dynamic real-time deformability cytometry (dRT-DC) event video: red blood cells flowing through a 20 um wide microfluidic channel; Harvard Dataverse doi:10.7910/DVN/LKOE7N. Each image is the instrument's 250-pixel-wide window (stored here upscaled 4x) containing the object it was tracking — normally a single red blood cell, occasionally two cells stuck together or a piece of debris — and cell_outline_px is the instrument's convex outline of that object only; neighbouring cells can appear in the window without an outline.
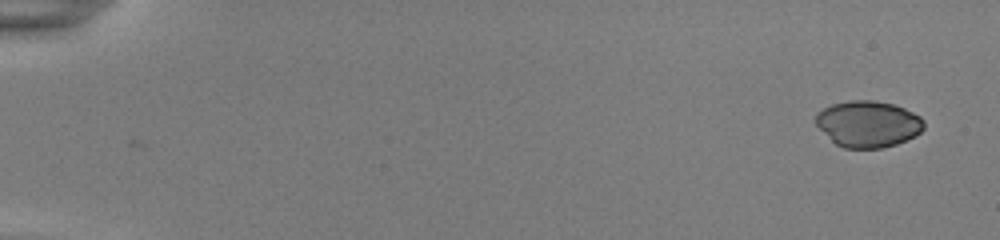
{"species": "common noctule bat (a hibernating species)", "species_latin": "Nyctalus noctula", "temperature_condition": "room temperature", "stored_images_in_passage": 52, "camera_frame_rate_fps": 3000, "um_per_image_px": 0.085, "animal": {"sex": "female", "body_mass_g": 22.0, "forearm_length_mm": 56.7}, "frame": {"image": 1, "passage_image": 1, "time_ms": 0.0, "image_size_px": [1000, 240], "cell_outline_px": [[924, 128], [920, 132], [896, 144], [880, 148], [844, 148], [836, 144], [816, 124], [816, 116], [824, 108], [832, 104], [848, 100], [872, 100], [892, 104], [904, 108], [920, 116], [924, 120]], "centroid_in_image_um": [73.79, 10.53], "position_along_channel_um": 11.2, "area_um2": 28.84}}